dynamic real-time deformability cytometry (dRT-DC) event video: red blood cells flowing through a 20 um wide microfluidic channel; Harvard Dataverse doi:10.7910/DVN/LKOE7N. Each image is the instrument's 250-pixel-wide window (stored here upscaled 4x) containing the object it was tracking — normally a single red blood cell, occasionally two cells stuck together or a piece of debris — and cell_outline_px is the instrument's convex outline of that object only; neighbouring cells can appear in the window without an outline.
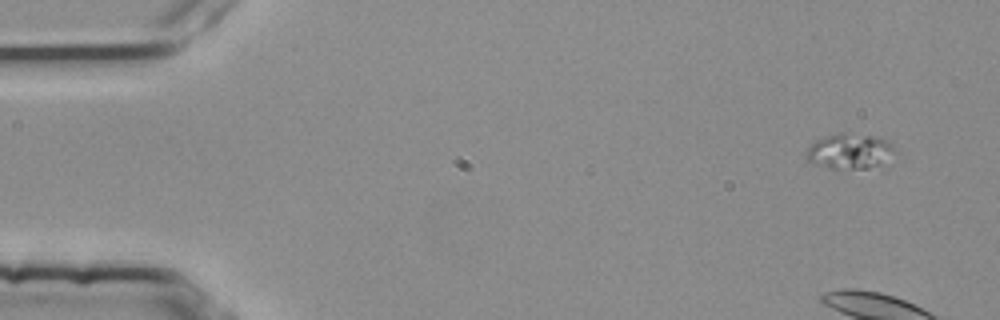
{"species": "common noctule bat (a hibernating species)", "species_latin": "Nyctalus noctula", "temperature_condition": "room temperature", "stored_images_in_passage": 4, "camera_frame_rate_fps": 3000, "um_per_image_px": 0.085, "animal": {"sex": "female", "body_mass_g": 25.1}, "frame": {"image": 1, "passage_image": 1, "time_ms": 0.0, "image_size_px": [1000, 320], "cell_outline_px": [[896, 148], [884, 168], [828, 168], [808, 160], [808, 148], [816, 140], [824, 136], [840, 132], [844, 132], [872, 136], [888, 140]], "centroid_in_image_um": [72.32, 12.86], "position_along_channel_um": 12.7, "area_um2": 18.38}}